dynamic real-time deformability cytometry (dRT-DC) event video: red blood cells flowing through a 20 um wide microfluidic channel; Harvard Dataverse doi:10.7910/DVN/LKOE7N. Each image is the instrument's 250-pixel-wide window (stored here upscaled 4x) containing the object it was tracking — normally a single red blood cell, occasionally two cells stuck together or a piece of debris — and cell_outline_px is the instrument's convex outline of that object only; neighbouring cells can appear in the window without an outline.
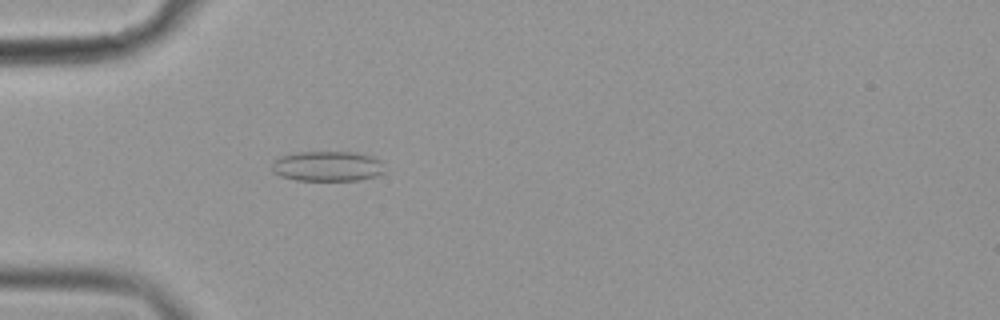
{"species": "common noctule bat (a hibernating species)", "species_latin": "Nyctalus noctula", "temperature_condition": "cold", "stored_images_in_passage": 53, "camera_frame_rate_fps": 3000, "um_per_image_px": 0.085, "animal": {"sex": "female", "body_mass_g": 19.9}, "frame": {"image": 1, "passage_image": 14, "time_ms": 4.333, "image_size_px": [1000, 320], "cell_outline_px": [[384, 172], [376, 176], [360, 180], [296, 180], [280, 176], [272, 172], [272, 160], [280, 156], [296, 152], [356, 152], [372, 156], [380, 160]], "centroid_in_image_um": [27.8, 14.12], "position_along_channel_um": 57.2, "area_um2": 19.94}}
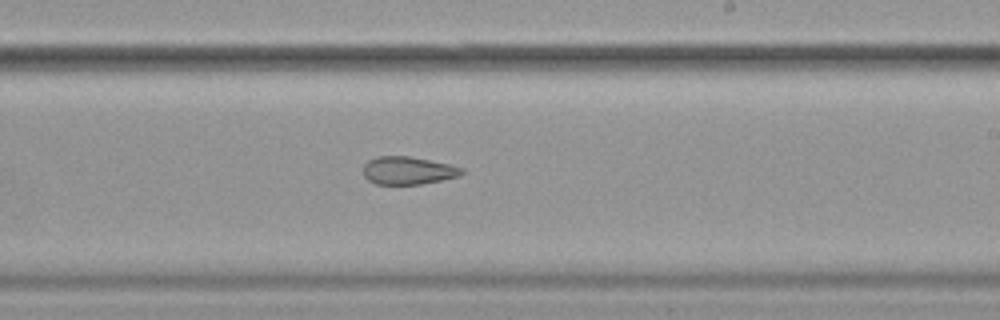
{"frame": {"image": 2, "passage_image": 31, "time_ms": 10.0, "image_size_px": [1000, 320], "cell_outline_px": [[464, 172], [460, 176], [420, 184], [376, 184], [368, 180], [364, 176], [364, 164], [368, 160], [376, 156], [408, 156], [448, 164], [464, 168]], "centroid_in_image_um": [34.67, 14.49], "position_along_channel_um": 254.3, "area_um2": 15.9}}
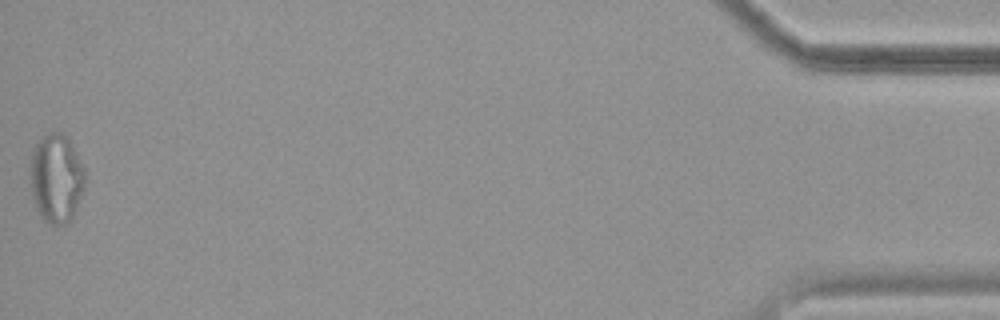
{"frame": {"image": 3, "passage_image": 53, "time_ms": 17.333, "image_size_px": [1000, 320], "cell_outline_px": [[84, 188], [72, 216], [64, 224], [56, 228], [44, 220], [40, 216], [36, 208], [32, 196], [32, 152], [40, 136], [52, 132], [60, 132], [68, 136], [84, 168]], "centroid_in_image_um": [4.79, 15.15], "position_along_channel_um": 430.4, "area_um2": 28.09}, "authors_computed_cell_mechanics": {"area_um2": 19.9988, "velocity_mm_per_s": 3.6064, "shape_relaxation_time_tau1_ms": null, "shape_relaxation_time_tau2_ms": 3.2979, "deformation_change_tau1": null, "deformation_change_tau2": 0.113}}